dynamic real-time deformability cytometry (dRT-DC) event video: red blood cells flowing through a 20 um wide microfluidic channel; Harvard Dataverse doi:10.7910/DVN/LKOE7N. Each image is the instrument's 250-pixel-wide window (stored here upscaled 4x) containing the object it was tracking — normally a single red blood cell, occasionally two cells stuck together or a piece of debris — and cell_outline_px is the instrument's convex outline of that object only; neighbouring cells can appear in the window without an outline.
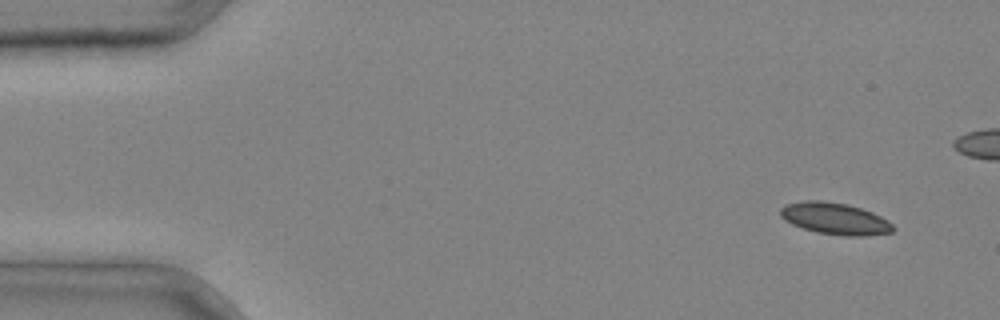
{"species": "common noctule bat (a hibernating species)", "species_latin": "Nyctalus noctula", "temperature_condition": "cold", "stored_images_in_passage": 4, "camera_frame_rate_fps": 3000, "um_per_image_px": 0.085, "animal": {"sex": "male", "body_mass_g": 20.4}, "frame": {"image": 1, "passage_image": 1, "time_ms": 0.0, "image_size_px": [1000, 320], "cell_outline_px": [[896, 228], [892, 232], [864, 236], [844, 236], [816, 232], [792, 224], [784, 220], [780, 216], [780, 208], [784, 204], [804, 200], [824, 200], [848, 204], [872, 212], [888, 220]], "centroid_in_image_um": [70.96, 18.57], "position_along_channel_um": 14.0, "area_um2": 21.04}}
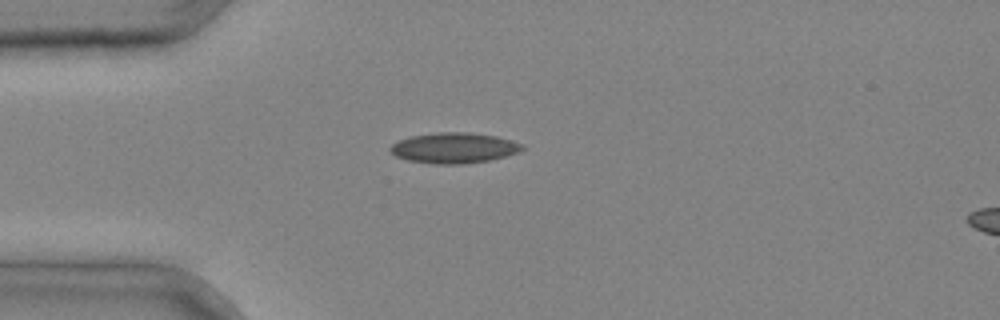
{"frame": {"image": 2, "passage_image": 4, "time_ms": 1.0, "image_size_px": [1000, 320], "cell_outline_px": [[524, 148], [516, 152], [504, 156], [488, 160], [464, 164], [436, 164], [408, 160], [396, 156], [388, 148], [392, 144], [400, 140], [412, 136], [436, 132], [468, 132], [496, 136], [512, 140], [524, 144]], "centroid_in_image_um": [38.59, 12.57], "position_along_channel_um": 46.4, "area_um2": 23.29}}